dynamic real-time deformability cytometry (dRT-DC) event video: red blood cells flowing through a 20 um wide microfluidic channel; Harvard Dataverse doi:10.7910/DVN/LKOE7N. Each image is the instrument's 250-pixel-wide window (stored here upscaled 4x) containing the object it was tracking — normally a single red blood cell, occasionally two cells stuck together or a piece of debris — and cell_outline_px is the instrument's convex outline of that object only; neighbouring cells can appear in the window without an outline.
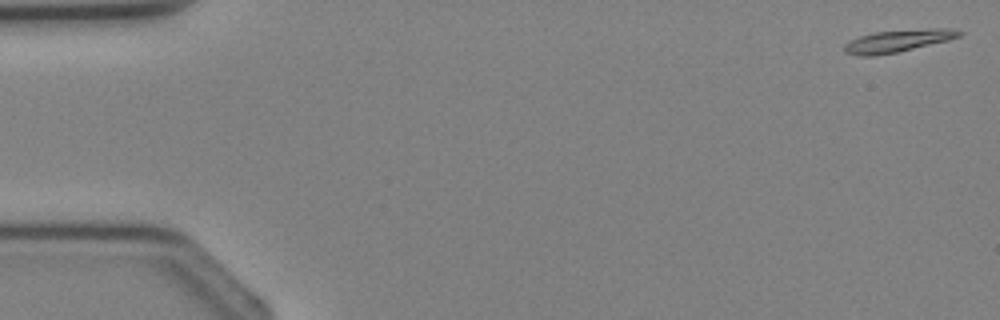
{"species": "Egyptian fruit bat (a non-hibernating species)", "species_latin": "Rousettus aegyptiacus", "temperature_condition": "cold", "stored_images_in_passage": 3, "camera_frame_rate_fps": 3000, "um_per_image_px": 0.085, "animal": {"sex": "female"}, "frame": {"image": 1, "passage_image": 3, "time_ms": 3.0, "image_size_px": [1000, 320], "cell_outline_px": [[964, 32], [960, 36], [948, 40], [896, 52], [872, 56], [860, 56], [844, 52], [844, 44], [860, 36], [876, 32], [932, 28], [948, 28]], "centroid_in_image_um": [76.31, 3.47], "position_along_channel_um": 8.7, "area_um2": 14.62}}